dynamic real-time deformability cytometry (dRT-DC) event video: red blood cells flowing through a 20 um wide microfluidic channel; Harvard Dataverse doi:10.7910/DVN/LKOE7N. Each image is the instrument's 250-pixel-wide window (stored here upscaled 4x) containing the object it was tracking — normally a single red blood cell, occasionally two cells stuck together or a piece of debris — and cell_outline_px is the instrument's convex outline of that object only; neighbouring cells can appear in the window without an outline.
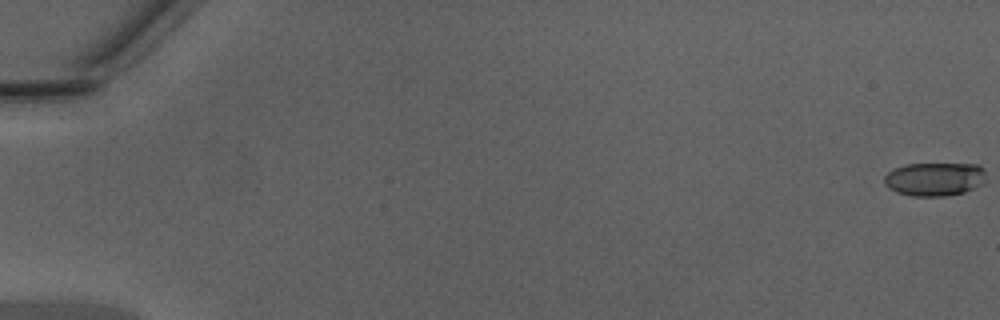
{"species": "Egyptian fruit bat (a non-hibernating species)", "species_latin": "Rousettus aegyptiacus", "temperature_condition": "warm", "stored_images_in_passage": 11, "camera_frame_rate_fps": 3000, "um_per_image_px": 0.085, "animal": {"sex": "male"}, "frame": {"image": 1, "passage_image": 1, "time_ms": 0.0, "image_size_px": [1000, 320], "cell_outline_px": [[984, 180], [980, 184], [964, 192], [948, 196], [912, 196], [896, 192], [888, 188], [884, 184], [884, 176], [888, 172], [904, 164], [980, 164], [984, 168]], "centroid_in_image_um": [79.41, 15.22], "position_along_channel_um": 5.6, "area_um2": 19.88}}